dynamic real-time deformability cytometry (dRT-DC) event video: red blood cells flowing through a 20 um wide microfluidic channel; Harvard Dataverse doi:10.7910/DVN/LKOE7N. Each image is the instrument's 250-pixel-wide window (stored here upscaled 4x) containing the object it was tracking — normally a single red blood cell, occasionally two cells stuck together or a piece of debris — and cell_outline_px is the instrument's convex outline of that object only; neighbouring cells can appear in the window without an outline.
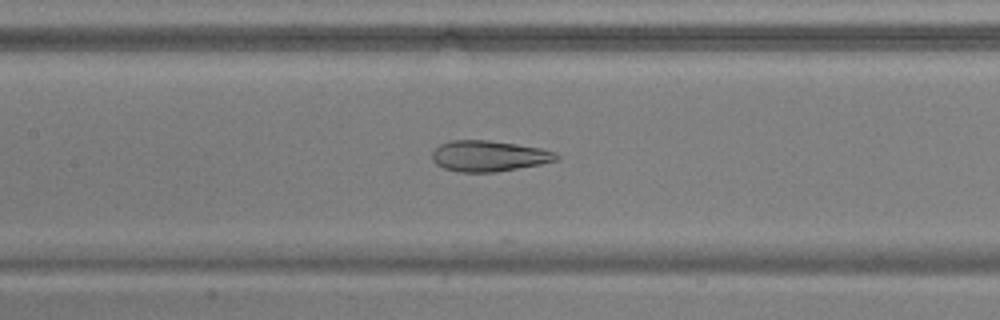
{"species": "common noctule bat (a hibernating species)", "species_latin": "Nyctalus noctula", "temperature_condition": "warm", "stored_images_in_passage": 41, "camera_frame_rate_fps": 3000, "um_per_image_px": 0.085, "animal": {"sex": "male", "body_mass_g": 17.9, "forearm_length_mm": 54.2}, "frame": {"image": 1, "passage_image": 13, "time_ms": 4.0, "image_size_px": [1000, 320], "cell_outline_px": [[560, 156], [556, 160], [540, 164], [496, 172], [456, 172], [444, 168], [436, 164], [432, 160], [432, 152], [440, 144], [452, 140], [488, 140], [516, 144], [540, 148], [556, 152]], "centroid_in_image_um": [41.53, 13.26], "position_along_channel_um": 165.9, "area_um2": 22.31}}
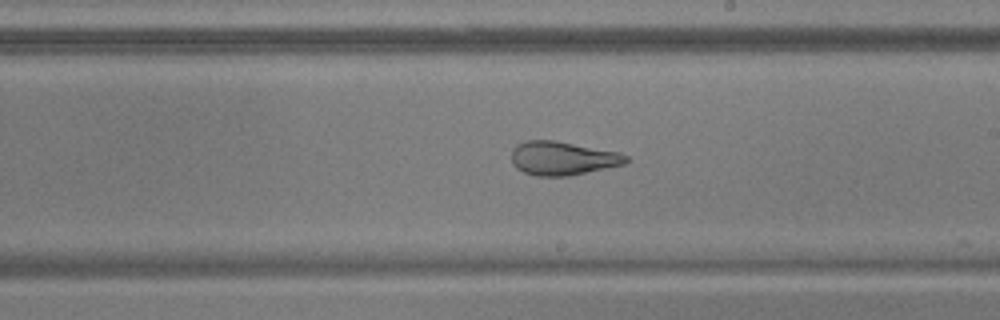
{"frame": {"image": 2, "passage_image": 19, "time_ms": 6.0, "image_size_px": [1000, 320], "cell_outline_px": [[628, 160], [624, 164], [568, 176], [536, 176], [524, 172], [516, 168], [512, 164], [512, 148], [516, 144], [528, 140], [556, 140], [620, 152], [628, 156]], "centroid_in_image_um": [47.8, 13.44], "position_along_channel_um": 241.2, "area_um2": 22.6}}
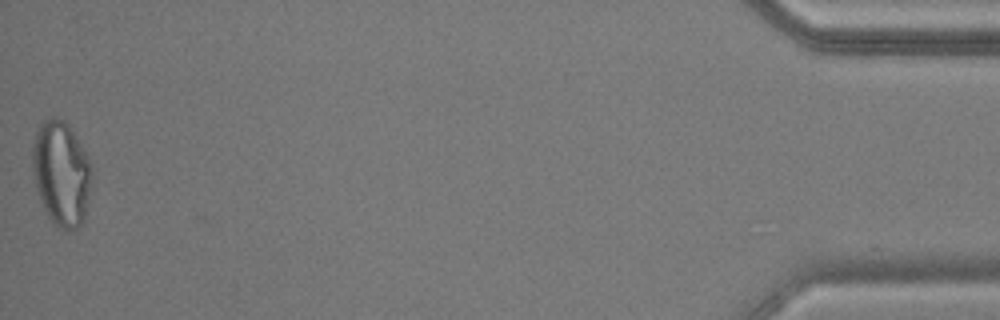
{"frame": {"image": 3, "passage_image": 41, "time_ms": 13.333, "image_size_px": [1000, 320], "cell_outline_px": [[92, 176], [84, 220], [76, 232], [68, 232], [52, 224], [36, 192], [32, 172], [32, 144], [36, 132], [40, 124], [44, 120], [52, 116], [56, 116], [64, 120], [68, 124], [88, 156], [92, 164]], "centroid_in_image_um": [5.2, 14.76], "position_along_channel_um": 430.0, "area_um2": 36.99}, "authors_computed_cell_mechanics": {"area_um2": 24.9696, "velocity_mm_per_s": 3.7811, "shape_relaxation_time_tau1_ms": 8.6185, "shape_relaxation_time_tau2_ms": 1.5633, "deformation_change_tau1": 0.2529, "deformation_change_tau2": 0.1071}}